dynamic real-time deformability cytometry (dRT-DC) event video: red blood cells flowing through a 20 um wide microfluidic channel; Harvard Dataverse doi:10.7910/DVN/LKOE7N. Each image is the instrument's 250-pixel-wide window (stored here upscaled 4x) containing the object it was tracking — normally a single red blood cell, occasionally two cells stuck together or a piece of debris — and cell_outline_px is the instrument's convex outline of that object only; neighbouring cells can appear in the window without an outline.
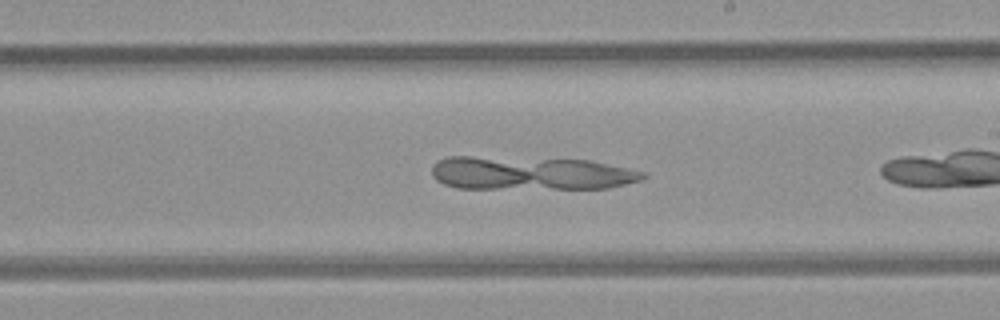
{"species": "common noctule bat (a hibernating species)", "species_latin": "Nyctalus noctula", "temperature_condition": "room temperature", "stored_images_in_passage": 29, "camera_frame_rate_fps": 3000, "um_per_image_px": 0.085, "animal": {"sex": "female", "body_mass_g": 21.9}, "frame": {"image": 1, "passage_image": 17, "time_ms": 5.333, "image_size_px": [1000, 320], "cell_outline_px": [[648, 176], [644, 180], [608, 188], [456, 188], [444, 184], [436, 180], [432, 176], [432, 164], [436, 160], [448, 156], [472, 156], [588, 160], [648, 172]], "centroid_in_image_um": [45.1, 14.72], "position_along_channel_um": 243.9, "area_um2": 41.44}}
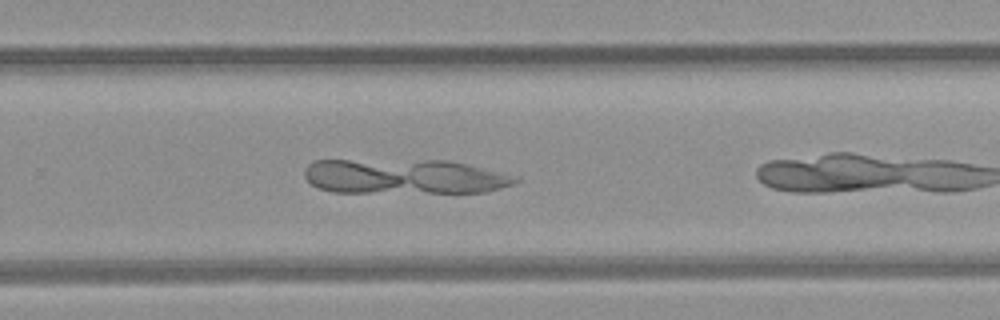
{"frame": {"image": 2, "passage_image": 21, "time_ms": 6.667, "image_size_px": [1000, 320], "cell_outline_px": [[520, 180], [512, 184], [500, 188], [484, 192], [332, 192], [316, 188], [304, 176], [304, 168], [308, 164], [316, 160], [444, 160], [468, 164], [520, 176]], "centroid_in_image_um": [34.36, 15.0], "position_along_channel_um": 295.4, "area_um2": 43.12}}